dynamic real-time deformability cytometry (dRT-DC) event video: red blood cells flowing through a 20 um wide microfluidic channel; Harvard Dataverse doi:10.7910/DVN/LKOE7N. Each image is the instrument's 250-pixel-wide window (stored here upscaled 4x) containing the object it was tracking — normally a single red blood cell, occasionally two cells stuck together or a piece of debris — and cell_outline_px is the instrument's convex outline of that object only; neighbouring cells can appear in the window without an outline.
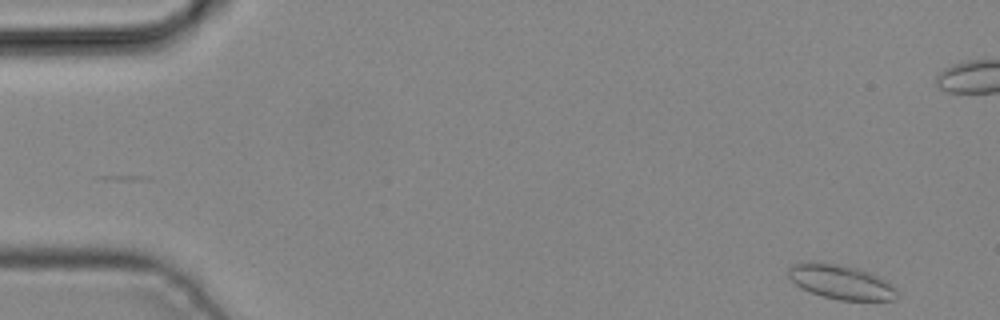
{"species": "common noctule bat (a hibernating species)", "species_latin": "Nyctalus noctula", "temperature_condition": "cold", "stored_images_in_passage": 2, "camera_frame_rate_fps": 3000, "um_per_image_px": 0.085, "animal": {"sex": "male", "body_mass_g": 19.2, "forearm_length_mm": 51.8}, "frame": {"image": 1, "passage_image": 2, "time_ms": 0.333, "image_size_px": [1000, 320], "cell_outline_px": [[896, 300], [840, 300], [824, 296], [812, 292], [796, 284], [788, 276], [788, 268], [792, 264], [808, 260], [836, 264], [856, 268], [880, 276], [896, 288]], "centroid_in_image_um": [71.46, 23.94], "position_along_channel_um": 13.5, "area_um2": 21.62}}